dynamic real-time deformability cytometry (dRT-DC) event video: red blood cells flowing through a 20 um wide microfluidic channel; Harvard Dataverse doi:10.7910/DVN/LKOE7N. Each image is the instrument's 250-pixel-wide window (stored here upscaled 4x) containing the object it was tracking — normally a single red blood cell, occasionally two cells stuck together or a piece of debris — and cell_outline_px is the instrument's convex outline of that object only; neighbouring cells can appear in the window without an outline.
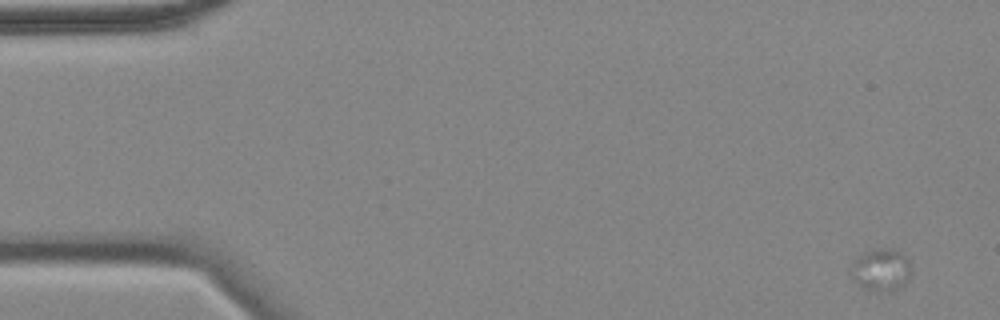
{"species": "common noctule bat (a hibernating species)", "species_latin": "Nyctalus noctula", "temperature_condition": "cold", "stored_images_in_passage": 18, "camera_frame_rate_fps": 3000, "um_per_image_px": 0.085, "animal": {"sex": "female", "body_mass_g": 18.4}, "frame": {"image": 1, "passage_image": 1, "time_ms": 0.0, "image_size_px": [1000, 320], "cell_outline_px": [[908, 280], [904, 284], [892, 292], [864, 288], [848, 272], [852, 260], [856, 256], [864, 252], [876, 248], [892, 248], [900, 252], [908, 260]], "centroid_in_image_um": [74.83, 22.9], "position_along_channel_um": 10.2, "area_um2": 14.74}}